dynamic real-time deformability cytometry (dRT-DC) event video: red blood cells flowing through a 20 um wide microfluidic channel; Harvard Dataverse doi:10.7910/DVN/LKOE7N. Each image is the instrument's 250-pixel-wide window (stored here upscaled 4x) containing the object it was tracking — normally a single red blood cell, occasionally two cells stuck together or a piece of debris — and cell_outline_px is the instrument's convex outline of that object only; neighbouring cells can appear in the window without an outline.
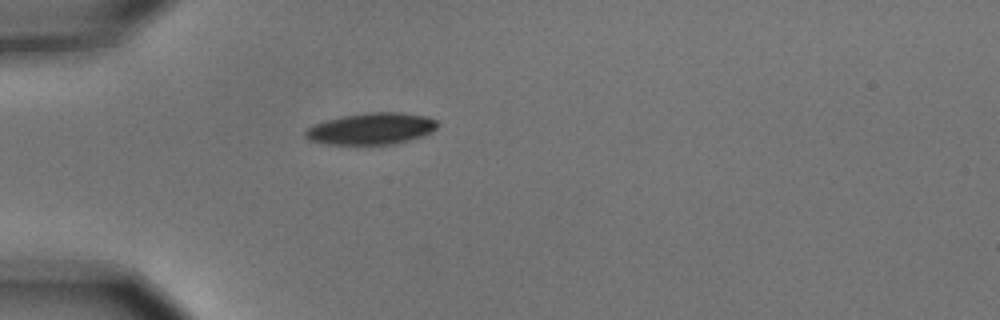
{"species": "common noctule bat (a hibernating species)", "species_latin": "Nyctalus noctula", "temperature_condition": "cold", "stored_images_in_passage": 1, "camera_frame_rate_fps": 3000, "um_per_image_px": 0.085, "animal": {"sex": "male", "body_mass_g": 15.6}, "frame": {"image": 1, "passage_image": 1, "time_ms": 0.0, "image_size_px": [1000, 320], "cell_outline_px": [[436, 128], [420, 136], [408, 140], [392, 144], [324, 144], [308, 140], [304, 136], [304, 132], [312, 124], [324, 120], [344, 116], [368, 112], [400, 112], [428, 116], [436, 120]], "centroid_in_image_um": [31.49, 10.93], "position_along_channel_um": 53.5, "area_um2": 24.22}}